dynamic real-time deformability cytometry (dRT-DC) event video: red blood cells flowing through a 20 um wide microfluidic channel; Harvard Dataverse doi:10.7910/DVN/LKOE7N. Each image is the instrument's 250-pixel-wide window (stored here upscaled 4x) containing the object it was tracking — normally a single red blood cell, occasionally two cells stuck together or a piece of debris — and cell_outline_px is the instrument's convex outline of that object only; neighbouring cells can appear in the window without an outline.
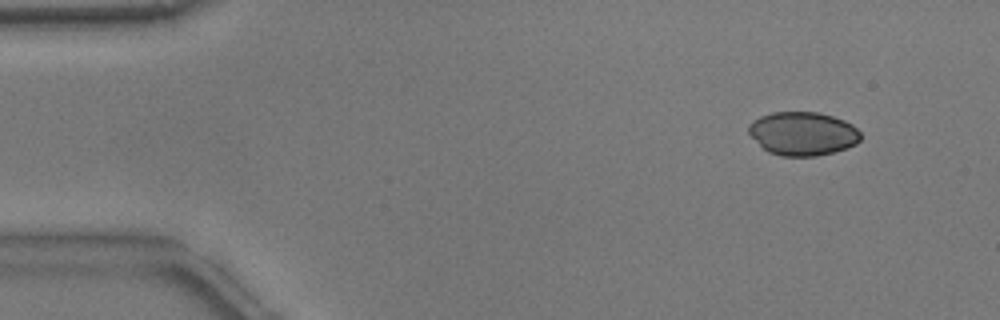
{"species": "common noctule bat (a hibernating species)", "species_latin": "Nyctalus noctula", "temperature_condition": "warm", "stored_images_in_passage": 53, "camera_frame_rate_fps": 3000, "um_per_image_px": 0.085, "animal": {"sex": "male", "body_mass_g": 17.9}, "frame": {"image": 1, "passage_image": 5, "time_ms": 1.333, "image_size_px": [1000, 320], "cell_outline_px": [[860, 140], [856, 144], [832, 152], [816, 156], [780, 156], [768, 152], [748, 132], [748, 124], [752, 120], [760, 116], [772, 112], [820, 112], [844, 120], [852, 124], [860, 132]], "centroid_in_image_um": [68.22, 11.34], "position_along_channel_um": 16.8, "area_um2": 28.38}}
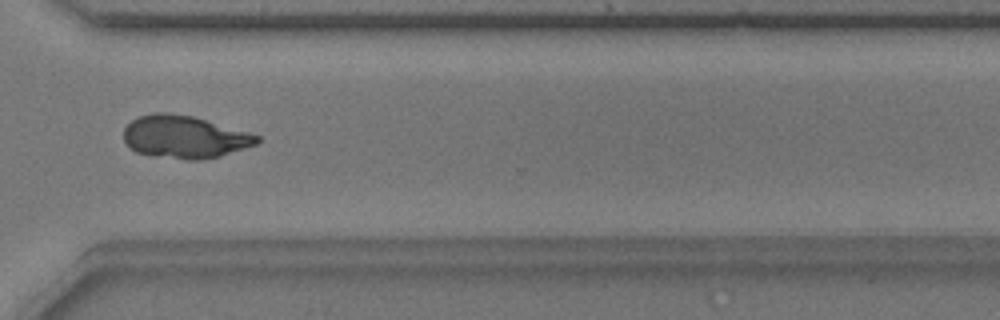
{"frame": {"image": 2, "passage_image": 39, "time_ms": 12.667, "image_size_px": [1000, 320], "cell_outline_px": [[260, 140], [256, 144], [220, 156], [200, 160], [188, 160], [152, 156], [136, 152], [124, 144], [124, 128], [136, 116], [152, 112], [168, 112], [192, 116], [248, 132], [260, 136]], "centroid_in_image_um": [15.63, 11.64], "position_along_channel_um": 355.0, "area_um2": 33.29}}
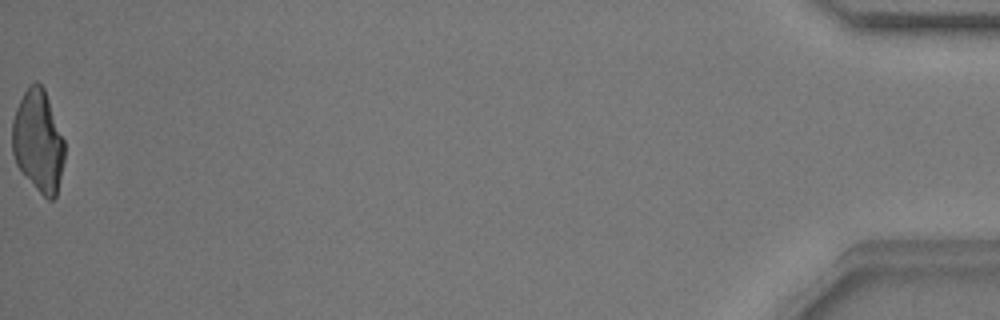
{"frame": {"image": 3, "passage_image": 53, "time_ms": 17.333, "image_size_px": [1000, 320], "cell_outline_px": [[64, 160], [56, 196], [52, 200], [48, 200], [36, 188], [16, 164], [12, 152], [12, 120], [16, 108], [24, 92], [36, 80], [44, 88], [64, 140]], "centroid_in_image_um": [3.24, 12.0], "position_along_channel_um": 432.0, "area_um2": 30.75}}